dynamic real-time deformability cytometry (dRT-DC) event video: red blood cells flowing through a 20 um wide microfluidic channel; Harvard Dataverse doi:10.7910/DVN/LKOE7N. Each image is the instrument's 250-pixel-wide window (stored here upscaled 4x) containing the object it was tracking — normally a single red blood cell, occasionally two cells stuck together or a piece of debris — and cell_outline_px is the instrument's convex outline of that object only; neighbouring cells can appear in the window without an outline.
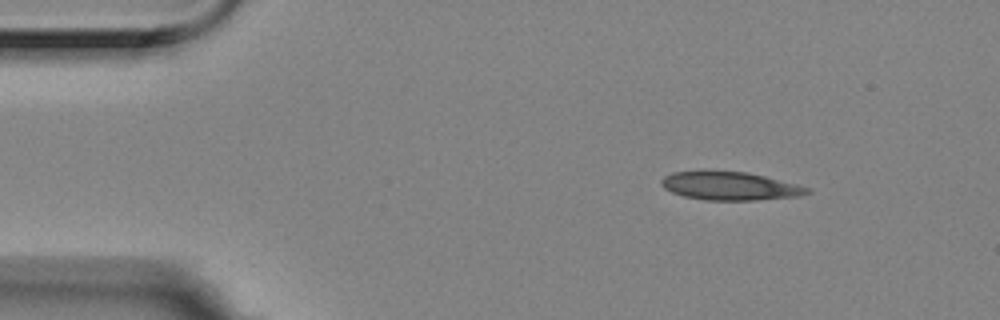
{"species": "Egyptian fruit bat (a non-hibernating species)", "species_latin": "Rousettus aegyptiacus", "temperature_condition": "room temperature", "stored_images_in_passage": 4, "segment_of_instrument_passage": [1, 2], "camera_frame_rate_fps": 3000, "um_per_image_px": 0.085, "animal": {"sex": "female"}, "frame": {"image": 1, "passage_image": 1, "time_ms": 0.0, "image_size_px": [1000, 320], "cell_outline_px": [[812, 192], [800, 196], [756, 200], [704, 200], [684, 196], [672, 192], [664, 188], [660, 184], [660, 180], [664, 176], [672, 172], [704, 168], [748, 172], [812, 188]], "centroid_in_image_um": [61.99, 15.77], "position_along_channel_um": 23.0, "area_um2": 24.91}}